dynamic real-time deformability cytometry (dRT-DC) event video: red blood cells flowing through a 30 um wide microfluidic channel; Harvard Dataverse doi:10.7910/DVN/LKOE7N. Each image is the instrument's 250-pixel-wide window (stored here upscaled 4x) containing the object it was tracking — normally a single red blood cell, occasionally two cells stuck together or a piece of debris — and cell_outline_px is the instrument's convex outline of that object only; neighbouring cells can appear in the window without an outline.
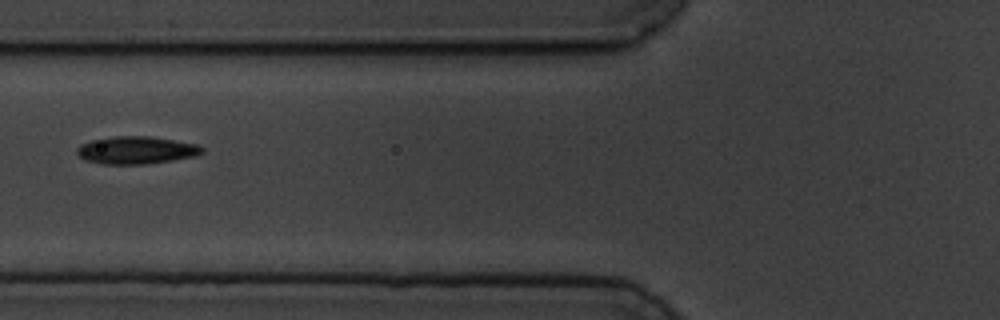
{"species": "common noctule bat (a hibernating species)", "species_latin": "Nyctalus noctula", "temperature_condition": "cold", "stored_images_in_passage": 7, "camera_frame_rate_fps": 3000, "um_per_image_px": 0.085, "animal": {"sex": "male", "body_mass_g": 19.5, "forearm_length_mm": 54.6}, "frame": {"image": 1, "passage_image": 7, "time_ms": 7.0, "image_size_px": [1000, 320], "cell_outline_px": [[204, 152], [196, 156], [148, 164], [100, 164], [84, 160], [76, 152], [76, 148], [80, 144], [92, 140], [116, 136], [148, 136], [200, 144], [204, 148]], "centroid_in_image_um": [11.6, 12.77], "position_along_channel_um": 114.2, "area_um2": 20.29}}